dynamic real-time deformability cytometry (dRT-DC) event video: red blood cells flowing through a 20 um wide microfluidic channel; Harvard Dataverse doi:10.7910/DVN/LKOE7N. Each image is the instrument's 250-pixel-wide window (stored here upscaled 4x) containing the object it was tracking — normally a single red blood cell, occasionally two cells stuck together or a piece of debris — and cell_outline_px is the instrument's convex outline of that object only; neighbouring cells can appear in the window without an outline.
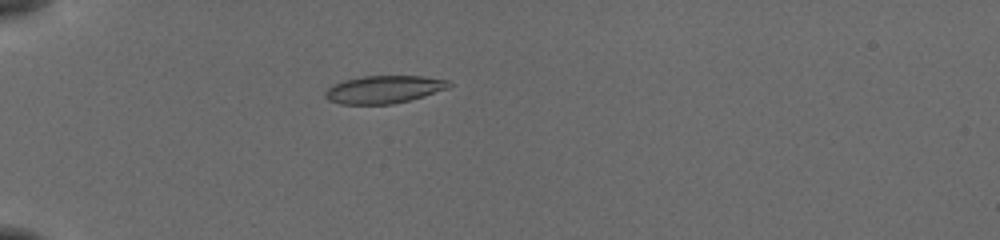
{"species": "common noctule bat (a hibernating species)", "species_latin": "Nyctalus noctula", "temperature_condition": "cold", "stored_images_in_passage": 38, "camera_frame_rate_fps": 3000, "um_per_image_px": 0.085, "animal": {"sex": "female", "body_mass_g": 19.5, "forearm_length_mm": 54.1}, "frame": {"image": 1, "passage_image": 1, "time_ms": 0.0, "image_size_px": [1000, 240], "cell_outline_px": [[452, 84], [448, 88], [424, 96], [392, 104], [340, 104], [328, 100], [324, 96], [324, 92], [332, 84], [344, 80], [364, 76], [424, 76], [448, 80]], "centroid_in_image_um": [32.61, 7.6], "position_along_channel_um": 52.4, "area_um2": 20.0}}
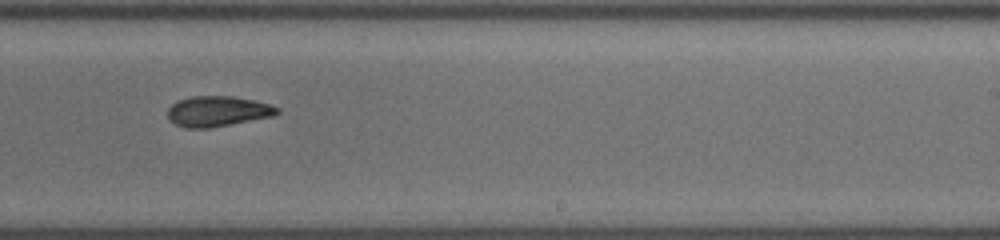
{"frame": {"image": 2, "passage_image": 20, "time_ms": 6.333, "image_size_px": [1000, 240], "cell_outline_px": [[280, 112], [272, 116], [208, 128], [184, 128], [168, 120], [168, 108], [176, 100], [192, 96], [232, 96], [252, 100], [268, 104], [280, 108]], "centroid_in_image_um": [18.45, 9.45], "position_along_channel_um": 270.6, "area_um2": 19.31}}
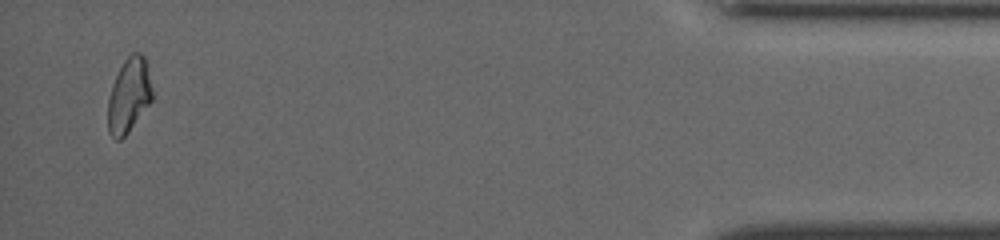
{"frame": {"image": 3, "passage_image": 37, "time_ms": 12.0, "image_size_px": [1000, 240], "cell_outline_px": [[152, 100], [128, 132], [120, 140], [116, 140], [108, 132], [108, 100], [112, 84], [124, 60], [132, 52], [140, 52], [144, 56], [152, 88]], "centroid_in_image_um": [10.95, 8.11], "position_along_channel_um": 424.3, "area_um2": 19.02}, "authors_computed_cell_mechanics": {"area_um2": 19.4208, "velocity_mm_per_s": 3.856, "shape_relaxation_time_tau1_ms": 3.086, "shape_relaxation_time_tau2_ms": 4.6032, "deformation_change_tau1": 0.1303, "deformation_change_tau2": 0.1133}}